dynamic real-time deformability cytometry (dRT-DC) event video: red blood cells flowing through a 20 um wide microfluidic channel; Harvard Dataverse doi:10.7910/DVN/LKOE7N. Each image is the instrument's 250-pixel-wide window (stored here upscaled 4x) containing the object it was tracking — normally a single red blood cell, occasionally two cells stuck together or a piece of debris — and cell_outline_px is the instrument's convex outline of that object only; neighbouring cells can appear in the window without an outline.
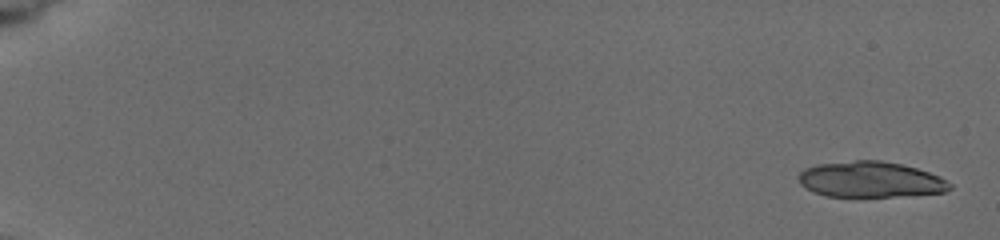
{"species": "common noctule bat (a hibernating species)", "species_latin": "Nyctalus noctula", "temperature_condition": "cold", "stored_images_in_passage": 48, "camera_frame_rate_fps": 3000, "um_per_image_px": 0.085, "animal": {"sex": "female", "body_mass_g": 19.5, "forearm_length_mm": 54.1}, "frame": {"image": 1, "passage_image": 1, "time_ms": 0.0, "image_size_px": [1000, 240], "cell_outline_px": [[952, 188], [944, 192], [892, 196], [824, 196], [812, 192], [800, 184], [796, 176], [804, 168], [816, 164], [856, 160], [880, 160], [900, 164], [916, 168], [940, 176], [952, 184]], "centroid_in_image_um": [73.94, 15.25], "position_along_channel_um": 11.1, "area_um2": 31.56}}
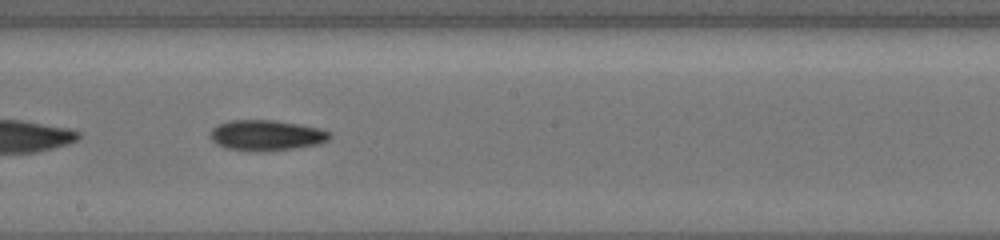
{"frame": {"image": 2, "passage_image": 38, "time_ms": 10.667, "image_size_px": [1000, 240], "cell_outline_px": [[332, 136], [328, 140], [320, 144], [264, 152], [256, 152], [224, 148], [216, 144], [208, 136], [212, 128], [216, 124], [232, 120], [276, 120], [300, 124], [320, 128], [332, 132]], "centroid_in_image_um": [22.63, 11.5], "position_along_channel_um": 225.6, "area_um2": 21.73}}
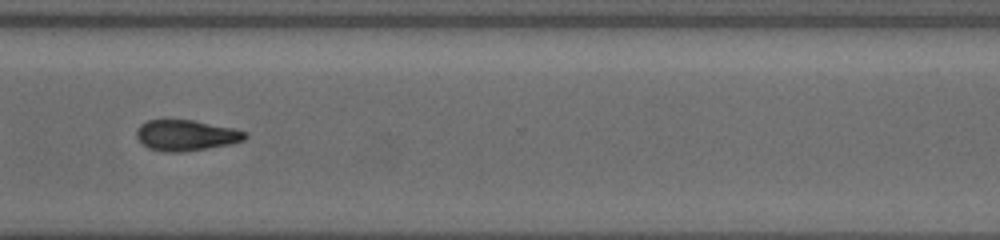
{"frame": {"image": 3, "passage_image": 47, "time_ms": 14.0, "image_size_px": [1000, 240], "cell_outline_px": [[248, 136], [244, 140], [232, 144], [180, 152], [164, 152], [148, 148], [136, 136], [136, 128], [140, 124], [148, 120], [164, 116], [192, 120], [236, 128], [248, 132]], "centroid_in_image_um": [15.8, 11.45], "position_along_channel_um": 354.8, "area_um2": 20.23}}